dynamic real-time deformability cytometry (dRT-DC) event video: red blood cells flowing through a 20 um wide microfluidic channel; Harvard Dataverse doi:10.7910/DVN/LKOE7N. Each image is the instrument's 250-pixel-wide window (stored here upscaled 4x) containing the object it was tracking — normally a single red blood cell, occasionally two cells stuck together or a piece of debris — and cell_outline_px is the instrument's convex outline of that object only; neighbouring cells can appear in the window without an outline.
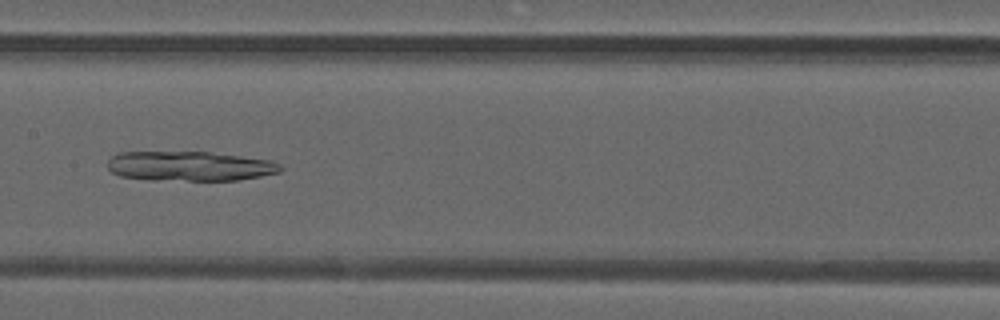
{"species": "common noctule bat (a hibernating species)", "species_latin": "Nyctalus noctula", "temperature_condition": "warm", "stored_images_in_passage": 27, "camera_frame_rate_fps": 3000, "um_per_image_px": 0.085, "animal": {"sex": "male", "forearm_length_mm": 52.5}, "frame": {"image": 1, "passage_image": 12, "time_ms": 3.667, "image_size_px": [1000, 320], "cell_outline_px": [[284, 168], [280, 172], [260, 176], [236, 180], [152, 180], [120, 176], [112, 172], [108, 168], [108, 160], [112, 156], [120, 152], [212, 152], [268, 160], [280, 164]], "centroid_in_image_um": [16.12, 14.12], "position_along_channel_um": 191.3, "area_um2": 29.82}}
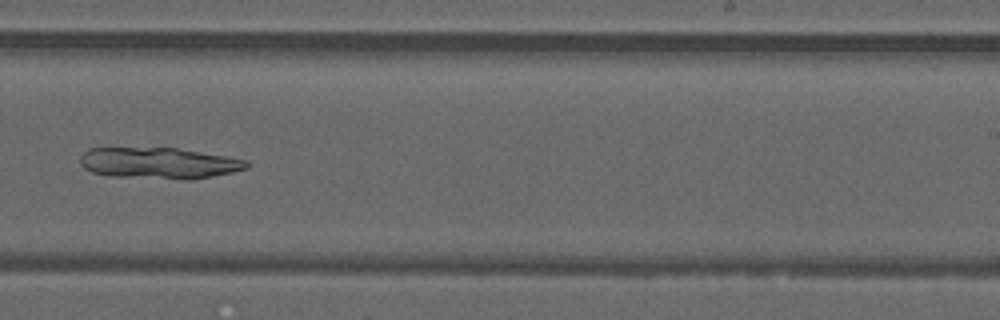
{"frame": {"image": 2, "passage_image": 18, "time_ms": 5.667, "image_size_px": [1000, 320], "cell_outline_px": [[248, 168], [232, 172], [192, 180], [184, 180], [108, 176], [92, 172], [84, 168], [80, 164], [80, 156], [88, 148], [176, 148], [248, 160]], "centroid_in_image_um": [13.48, 13.88], "position_along_channel_um": 275.5, "area_um2": 30.4}}
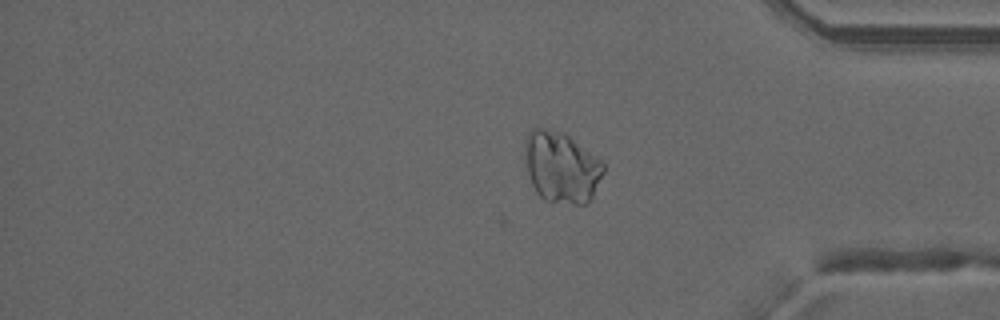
{"frame": {"image": 3, "passage_image": 27, "time_ms": 8.667, "image_size_px": [1000, 320], "cell_outline_px": [[604, 172], [588, 204], [576, 204], [544, 200], [536, 192], [532, 184], [528, 172], [524, 156], [524, 144], [528, 132], [532, 128], [544, 128], [564, 132], [596, 156], [604, 164]], "centroid_in_image_um": [47.7, 14.19], "position_along_channel_um": 387.5, "area_um2": 32.6}}